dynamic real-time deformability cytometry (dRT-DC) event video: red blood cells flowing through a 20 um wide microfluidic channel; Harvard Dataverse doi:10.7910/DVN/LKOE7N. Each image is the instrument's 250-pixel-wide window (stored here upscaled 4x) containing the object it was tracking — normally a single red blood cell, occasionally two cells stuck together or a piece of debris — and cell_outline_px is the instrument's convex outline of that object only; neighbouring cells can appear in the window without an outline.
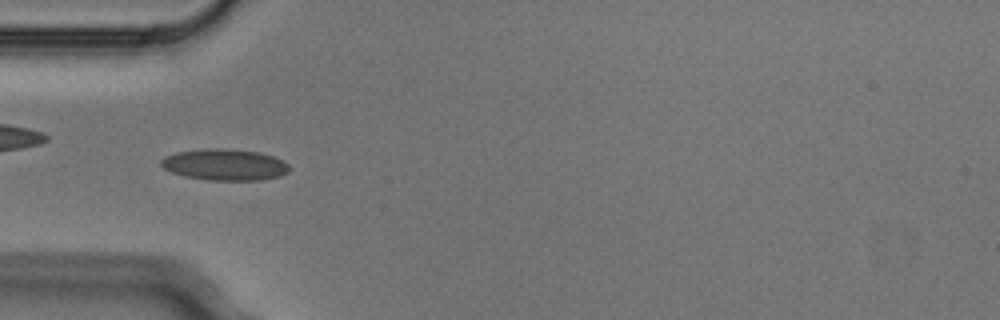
{"species": "Egyptian fruit bat (a non-hibernating species)", "species_latin": "Rousettus aegyptiacus", "temperature_condition": "cold", "stored_images_in_passage": 4, "camera_frame_rate_fps": 3000, "um_per_image_px": 0.085, "animal": {"sex": "male"}, "frame": {"image": 1, "passage_image": 4, "time_ms": 1.0, "image_size_px": [1000, 320], "cell_outline_px": [[288, 172], [280, 176], [260, 180], [208, 180], [184, 176], [172, 172], [164, 168], [160, 164], [160, 160], [164, 156], [176, 152], [208, 148], [224, 148], [260, 152], [284, 160], [288, 164]], "centroid_in_image_um": [19.09, 13.99], "position_along_channel_um": 65.9, "area_um2": 23.52}}